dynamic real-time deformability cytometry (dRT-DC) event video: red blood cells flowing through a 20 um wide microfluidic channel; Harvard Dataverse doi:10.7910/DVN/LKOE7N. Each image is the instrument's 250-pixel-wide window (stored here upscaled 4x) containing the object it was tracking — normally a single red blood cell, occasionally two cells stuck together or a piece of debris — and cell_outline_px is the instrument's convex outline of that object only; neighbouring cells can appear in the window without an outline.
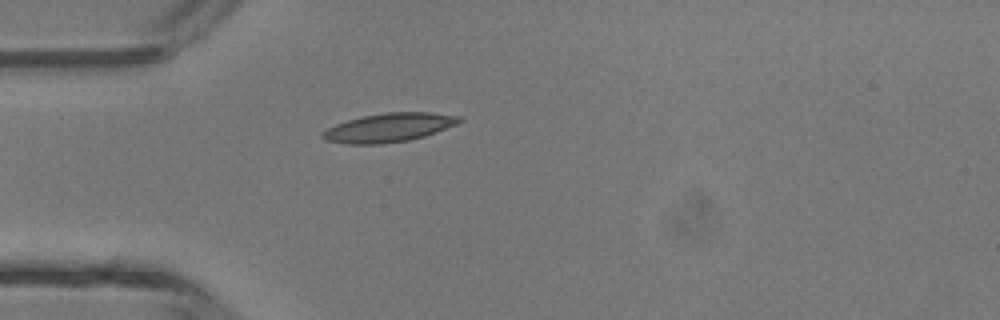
{"species": "common noctule bat (a hibernating species)", "species_latin": "Nyctalus noctula", "temperature_condition": "room temperature", "stored_images_in_passage": 4, "camera_frame_rate_fps": 3000, "um_per_image_px": 0.085, "animal": {"sex": "male", "body_mass_g": 13.3}, "frame": {"image": 1, "passage_image": 4, "time_ms": 3.333, "image_size_px": [1000, 320], "cell_outline_px": [[464, 120], [456, 124], [424, 136], [408, 140], [384, 144], [348, 144], [324, 140], [320, 136], [320, 132], [336, 124], [360, 116], [384, 112], [432, 112], [460, 116]], "centroid_in_image_um": [33.02, 10.84], "position_along_channel_um": 52.0, "area_um2": 23.06}}